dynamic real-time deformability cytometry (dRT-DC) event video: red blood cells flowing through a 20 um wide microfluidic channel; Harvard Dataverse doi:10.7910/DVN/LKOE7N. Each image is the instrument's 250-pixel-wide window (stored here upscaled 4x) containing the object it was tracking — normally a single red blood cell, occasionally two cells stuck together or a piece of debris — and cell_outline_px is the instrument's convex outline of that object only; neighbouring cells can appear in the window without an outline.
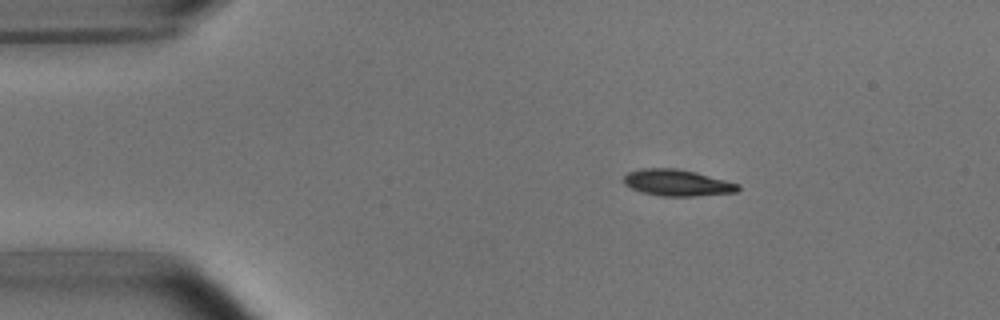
{"species": "common noctule bat (a hibernating species)", "species_latin": "Nyctalus noctula", "temperature_condition": "room temperature", "stored_images_in_passage": 8, "camera_frame_rate_fps": 3000, "um_per_image_px": 0.085, "animal": {"sex": "male", "body_mass_g": 15.6}, "frame": {"image": 1, "passage_image": 1, "time_ms": 0.0, "image_size_px": [1000, 320], "cell_outline_px": [[740, 188], [736, 192], [696, 196], [660, 196], [640, 192], [624, 184], [624, 176], [628, 172], [640, 168], [676, 168], [696, 172], [740, 184]], "centroid_in_image_um": [57.55, 15.53], "position_along_channel_um": 27.5, "area_um2": 17.69}}
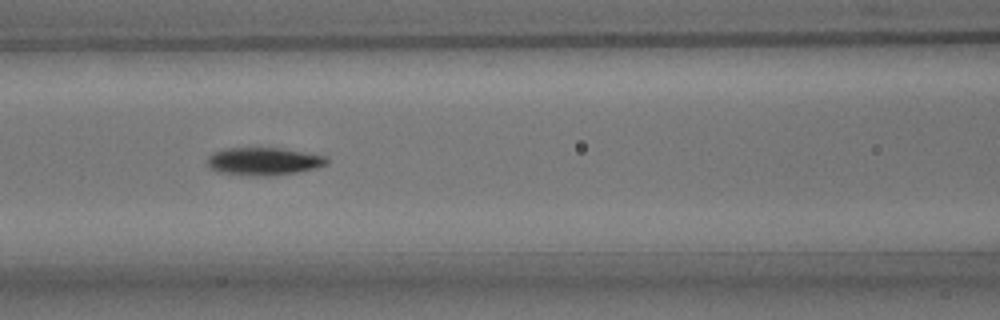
{"frame": {"image": 2, "passage_image": 5, "time_ms": 4.667, "image_size_px": [1000, 320], "cell_outline_px": [[328, 164], [316, 168], [296, 172], [272, 176], [248, 176], [216, 172], [208, 164], [208, 156], [212, 152], [224, 148], [284, 148], [328, 156]], "centroid_in_image_um": [22.43, 13.71], "position_along_channel_um": 144.2, "area_um2": 19.65}}
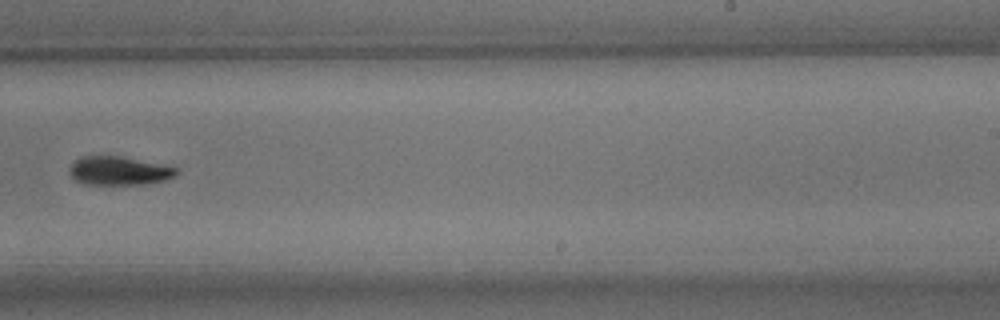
{"frame": {"image": 3, "passage_image": 8, "time_ms": 8.333, "image_size_px": [1000, 320], "cell_outline_px": [[180, 172], [176, 176], [164, 180], [144, 184], [84, 184], [76, 180], [68, 172], [68, 168], [80, 156], [120, 156], [176, 168]], "centroid_in_image_um": [10.08, 14.52], "position_along_channel_um": 278.9, "area_um2": 17.63}}